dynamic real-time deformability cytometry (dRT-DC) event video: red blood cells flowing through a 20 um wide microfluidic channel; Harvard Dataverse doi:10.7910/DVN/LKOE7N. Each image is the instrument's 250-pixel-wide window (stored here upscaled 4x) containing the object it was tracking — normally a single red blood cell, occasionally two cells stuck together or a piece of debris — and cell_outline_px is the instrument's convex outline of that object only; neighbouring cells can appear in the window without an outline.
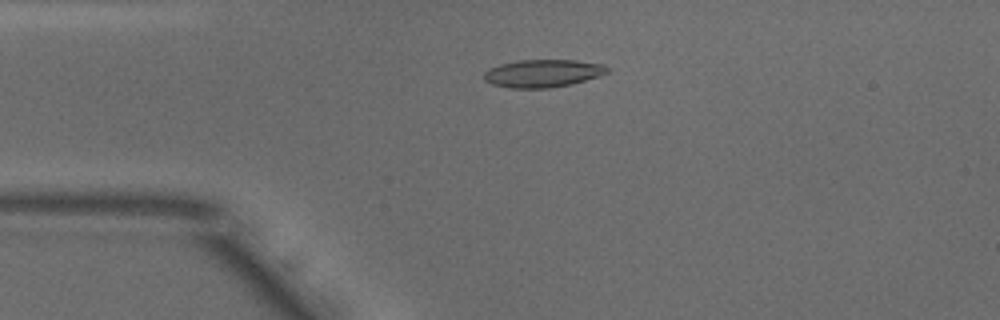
{"species": "common noctule bat (a hibernating species)", "species_latin": "Nyctalus noctula", "temperature_condition": "warm", "stored_images_in_passage": 44, "camera_frame_rate_fps": 3000, "um_per_image_px": 0.085, "animal": {"sex": "male", "body_mass_g": 18.8}, "frame": {"image": 1, "passage_image": 11, "time_ms": 3.333, "image_size_px": [1000, 320], "cell_outline_px": [[608, 72], [572, 84], [548, 88], [512, 88], [492, 84], [484, 80], [484, 72], [488, 68], [500, 64], [516, 60], [576, 60], [604, 64], [608, 68]], "centroid_in_image_um": [46.1, 6.22], "position_along_channel_um": 38.9, "area_um2": 19.88}}
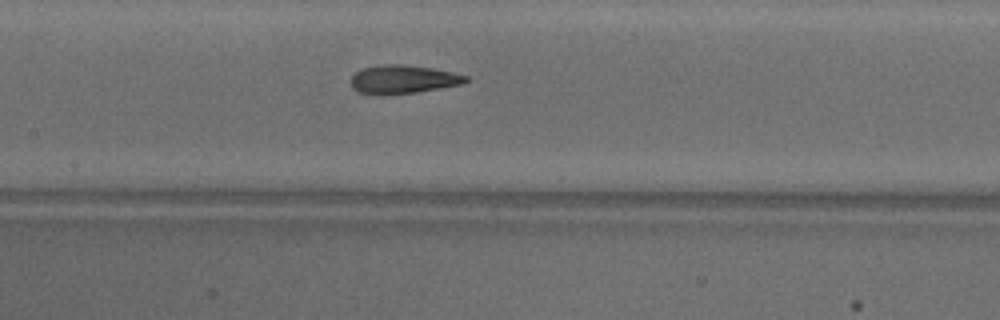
{"frame": {"image": 2, "passage_image": 23, "time_ms": 7.333, "image_size_px": [1000, 320], "cell_outline_px": [[468, 80], [464, 84], [416, 92], [360, 92], [352, 88], [352, 76], [356, 72], [364, 68], [384, 64], [400, 64], [432, 68], [452, 72], [468, 76]], "centroid_in_image_um": [34.34, 6.7], "position_along_channel_um": 173.1, "area_um2": 18.26}}
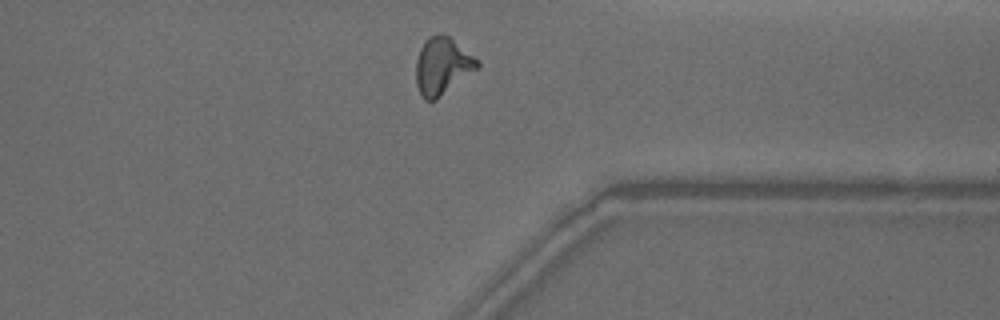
{"frame": {"image": 3, "passage_image": 39, "time_ms": 12.667, "image_size_px": [1000, 320], "cell_outline_px": [[480, 68], [436, 100], [424, 100], [420, 96], [416, 84], [416, 60], [420, 48], [428, 36], [448, 36], [480, 60]], "centroid_in_image_um": [37.61, 5.66], "position_along_channel_um": 373.8, "area_um2": 20.52}, "authors_computed_cell_mechanics": {"area_um2": 19.1607, "velocity_mm_per_s": 3.8773, "shape_relaxation_time_tau1_ms": 5.5638, "shape_relaxation_time_tau2_ms": 1.8796, "deformation_change_tau1": 0.1982, "deformation_change_tau2": 0.1006}}